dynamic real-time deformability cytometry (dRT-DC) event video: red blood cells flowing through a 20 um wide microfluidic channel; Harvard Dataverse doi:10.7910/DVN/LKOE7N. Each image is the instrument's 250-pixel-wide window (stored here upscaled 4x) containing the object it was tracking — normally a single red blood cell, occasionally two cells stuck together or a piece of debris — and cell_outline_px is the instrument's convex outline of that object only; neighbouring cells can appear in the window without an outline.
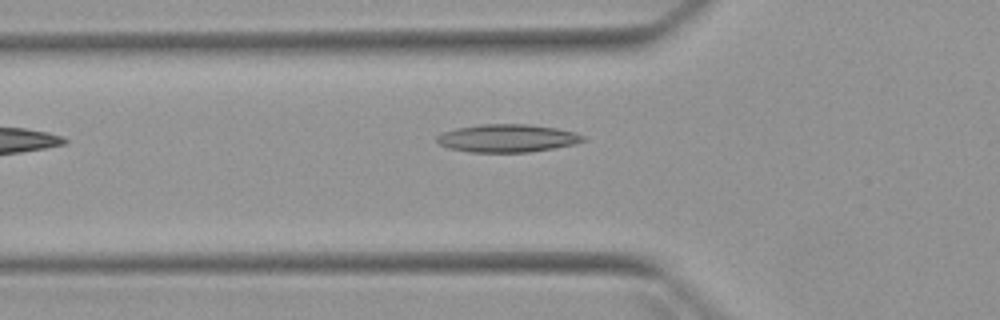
{"species": "Egyptian fruit bat (a non-hibernating species)", "species_latin": "Rousettus aegyptiacus", "temperature_condition": "warm", "stored_images_in_passage": 2, "camera_frame_rate_fps": 3000, "um_per_image_px": 0.085, "animal": {"sex": "female"}, "frame": {"image": 1, "passage_image": 2, "time_ms": 1.333, "image_size_px": [1000, 320], "cell_outline_px": [[584, 140], [572, 144], [552, 148], [528, 152], [468, 152], [448, 148], [440, 144], [436, 140], [436, 136], [440, 132], [456, 128], [480, 124], [528, 124], [556, 128], [572, 132], [584, 136]], "centroid_in_image_um": [43.03, 11.74], "position_along_channel_um": 82.8, "area_um2": 23.64}}